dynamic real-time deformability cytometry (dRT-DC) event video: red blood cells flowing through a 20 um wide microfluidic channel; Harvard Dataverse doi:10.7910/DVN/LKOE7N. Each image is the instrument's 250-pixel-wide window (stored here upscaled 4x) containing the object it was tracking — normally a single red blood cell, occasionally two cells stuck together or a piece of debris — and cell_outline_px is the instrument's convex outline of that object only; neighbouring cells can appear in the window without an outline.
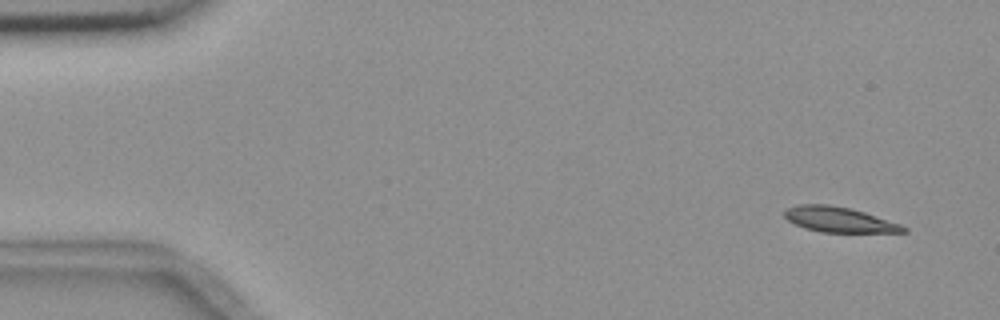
{"species": "common noctule bat (a hibernating species)", "species_latin": "Nyctalus noctula", "temperature_condition": "room temperature", "stored_images_in_passage": 4, "camera_frame_rate_fps": 3000, "um_per_image_px": 0.085, "animal": {"sex": "female", "body_mass_g": 18.4}, "frame": {"image": 1, "passage_image": 1, "time_ms": 0.0, "image_size_px": [1000, 320], "cell_outline_px": [[908, 232], [820, 232], [804, 228], [788, 220], [784, 216], [784, 212], [788, 208], [796, 204], [828, 204], [848, 208], [864, 212], [900, 224], [908, 228]], "centroid_in_image_um": [71.3, 18.67], "position_along_channel_um": 13.7, "area_um2": 17.34}}